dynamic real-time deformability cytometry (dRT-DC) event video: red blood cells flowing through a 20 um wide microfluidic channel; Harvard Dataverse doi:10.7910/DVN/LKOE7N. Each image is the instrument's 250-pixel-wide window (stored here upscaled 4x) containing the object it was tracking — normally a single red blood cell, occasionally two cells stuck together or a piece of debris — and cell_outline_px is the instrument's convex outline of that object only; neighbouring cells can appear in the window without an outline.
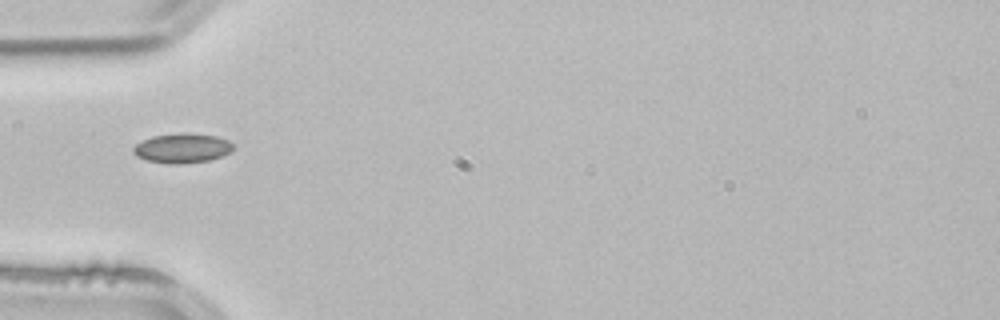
{"species": "common noctule bat (a hibernating species)", "species_latin": "Nyctalus noctula", "temperature_condition": "room temperature", "stored_images_in_passage": 2, "camera_frame_rate_fps": 3000, "um_per_image_px": 0.085, "animal": {"sex": "male", "body_mass_g": 21.5, "forearm_length_mm": 52.0}, "frame": {"image": 1, "passage_image": 2, "time_ms": 0.333, "image_size_px": [1000, 320], "cell_outline_px": [[232, 152], [208, 160], [180, 164], [168, 164], [148, 160], [136, 156], [132, 152], [132, 148], [136, 144], [152, 136], [184, 132], [216, 136], [228, 140], [232, 144]], "centroid_in_image_um": [15.47, 12.59], "position_along_channel_um": 69.5, "area_um2": 17.17}}